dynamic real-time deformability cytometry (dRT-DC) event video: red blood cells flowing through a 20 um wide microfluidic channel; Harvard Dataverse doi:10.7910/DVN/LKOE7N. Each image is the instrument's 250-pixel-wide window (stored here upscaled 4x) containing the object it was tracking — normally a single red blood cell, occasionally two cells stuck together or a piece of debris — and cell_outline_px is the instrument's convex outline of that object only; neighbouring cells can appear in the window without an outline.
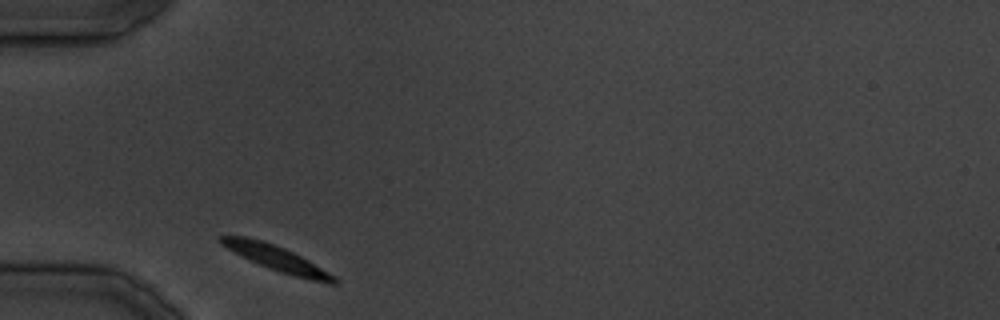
{"species": "common noctule bat (a hibernating species)", "species_latin": "Nyctalus noctula", "temperature_condition": "cold", "stored_images_in_passage": 22, "camera_frame_rate_fps": 3000, "um_per_image_px": 0.085, "animal": {"sex": "male", "body_mass_g": 19.5, "forearm_length_mm": 54.6}, "frame": {"image": 1, "passage_image": 1, "time_ms": 0.0, "image_size_px": [1000, 320], "cell_outline_px": [[340, 280], [336, 284], [328, 284], [280, 272], [268, 268], [220, 244], [220, 236], [248, 236], [284, 248], [308, 260], [336, 276]], "centroid_in_image_um": [23.6, 21.98], "position_along_channel_um": 61.4, "area_um2": 16.18}}
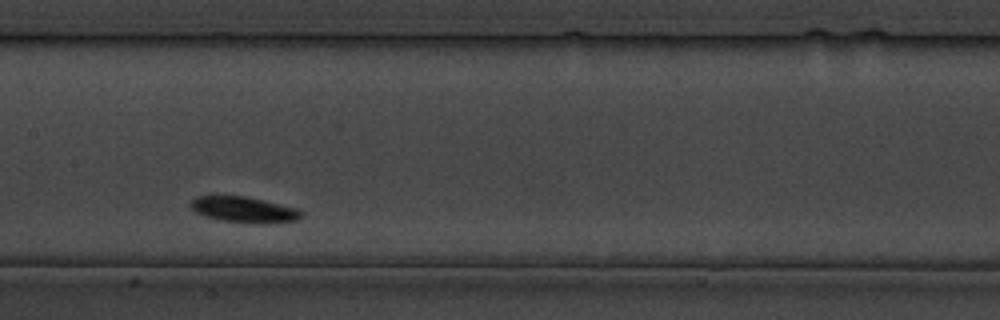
{"frame": {"image": 2, "passage_image": 9, "time_ms": 10.0, "image_size_px": [1000, 320], "cell_outline_px": [[304, 212], [296, 220], [268, 224], [256, 224], [220, 220], [196, 212], [188, 204], [196, 196], [244, 196], [264, 200], [296, 208]], "centroid_in_image_um": [20.75, 17.82], "position_along_channel_um": 186.6, "area_um2": 16.59}}
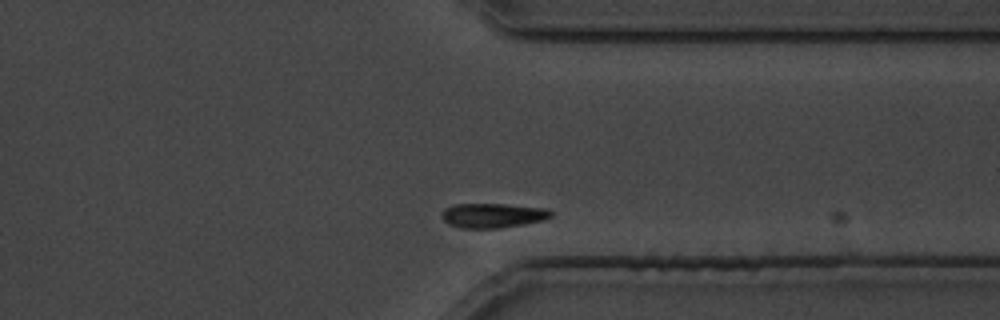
{"frame": {"image": 3, "passage_image": 20, "time_ms": 23.667, "image_size_px": [1000, 320], "cell_outline_px": [[552, 216], [544, 220], [524, 224], [500, 228], [460, 228], [448, 224], [444, 220], [444, 208], [452, 204], [504, 204], [548, 208], [552, 212]], "centroid_in_image_um": [41.92, 18.31], "position_along_channel_um": 369.5, "area_um2": 15.66}}